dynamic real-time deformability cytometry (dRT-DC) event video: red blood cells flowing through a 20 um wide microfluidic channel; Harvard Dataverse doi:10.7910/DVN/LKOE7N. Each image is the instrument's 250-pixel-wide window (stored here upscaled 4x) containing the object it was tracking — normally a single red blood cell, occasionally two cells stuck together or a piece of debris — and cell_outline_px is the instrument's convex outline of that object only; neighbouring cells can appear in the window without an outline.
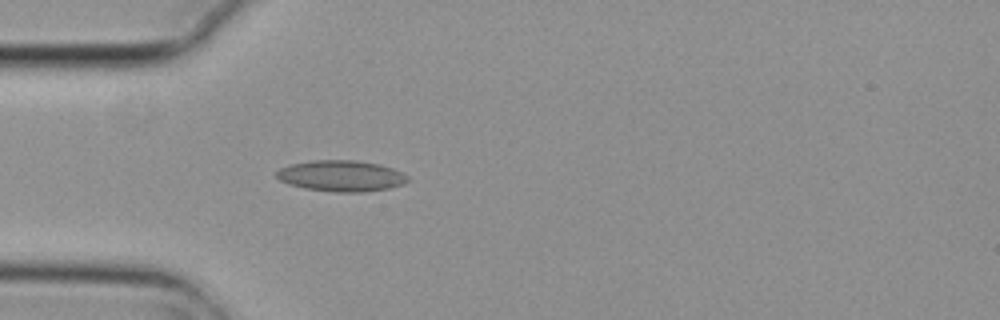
{"species": "common noctule bat (a hibernating species)", "species_latin": "Nyctalus noctula", "temperature_condition": "cold", "stored_images_in_passage": 5, "camera_frame_rate_fps": 3000, "um_per_image_px": 0.085, "animal": {"sex": "female", "body_mass_g": 29.2, "forearm_length_mm": 56.3}, "frame": {"image": 1, "passage_image": 5, "time_ms": 1.333, "image_size_px": [1000, 320], "cell_outline_px": [[408, 180], [404, 184], [388, 188], [364, 192], [336, 192], [304, 188], [288, 184], [280, 180], [276, 176], [276, 172], [280, 168], [288, 164], [312, 160], [356, 160], [380, 164], [392, 168], [408, 176]], "centroid_in_image_um": [28.98, 14.94], "position_along_channel_um": 56.0, "area_um2": 23.81}}